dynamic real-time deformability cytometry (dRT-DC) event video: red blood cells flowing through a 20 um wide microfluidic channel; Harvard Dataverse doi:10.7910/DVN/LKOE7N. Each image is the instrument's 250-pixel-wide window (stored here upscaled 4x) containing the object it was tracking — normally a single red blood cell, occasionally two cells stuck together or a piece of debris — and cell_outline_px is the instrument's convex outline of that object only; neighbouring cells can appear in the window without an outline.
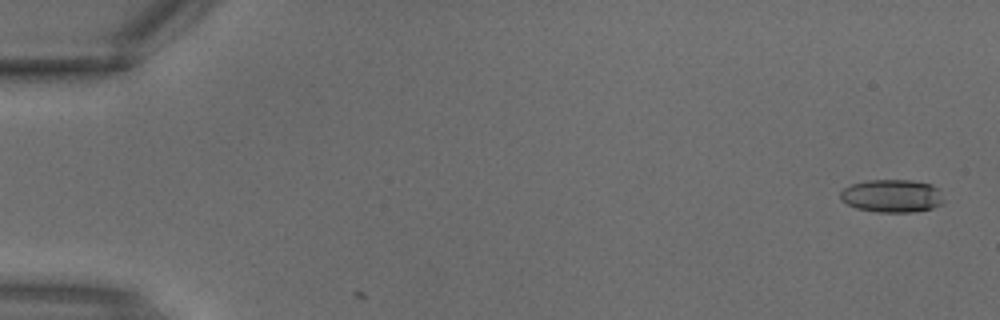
{"species": "common noctule bat (a hibernating species)", "species_latin": "Nyctalus noctula", "temperature_condition": "warm", "stored_images_in_passage": 3, "camera_frame_rate_fps": 3000, "um_per_image_px": 0.085, "animal": {"sex": "male", "body_mass_g": 18.8}, "frame": {"image": 1, "passage_image": 1, "time_ms": 0.0, "image_size_px": [1000, 320], "cell_outline_px": [[944, 204], [932, 208], [912, 212], [876, 212], [856, 208], [840, 200], [840, 192], [844, 188], [852, 184], [868, 180], [912, 180], [932, 184], [940, 188], [944, 200]], "centroid_in_image_um": [75.86, 16.65], "position_along_channel_um": 9.1, "area_um2": 20.11}}
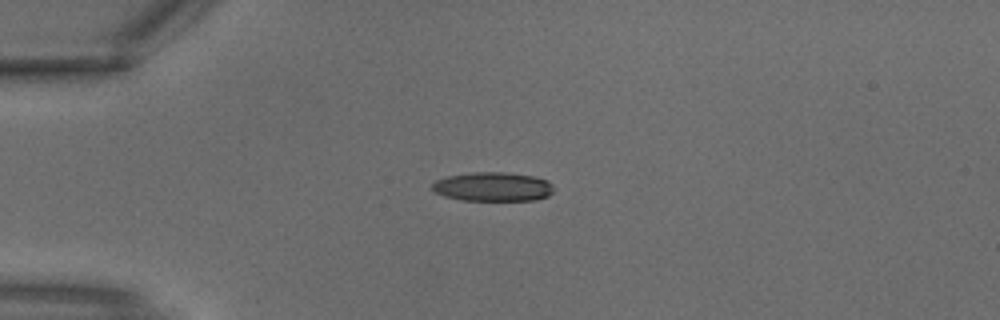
{"frame": {"image": 2, "passage_image": 3, "time_ms": 0.667, "image_size_px": [1000, 320], "cell_outline_px": [[552, 192], [548, 196], [536, 200], [460, 200], [444, 196], [436, 192], [432, 188], [432, 184], [436, 180], [448, 176], [472, 172], [504, 172], [532, 176], [548, 180], [552, 184]], "centroid_in_image_um": [41.9, 15.87], "position_along_channel_um": 43.1, "area_um2": 20.52}}